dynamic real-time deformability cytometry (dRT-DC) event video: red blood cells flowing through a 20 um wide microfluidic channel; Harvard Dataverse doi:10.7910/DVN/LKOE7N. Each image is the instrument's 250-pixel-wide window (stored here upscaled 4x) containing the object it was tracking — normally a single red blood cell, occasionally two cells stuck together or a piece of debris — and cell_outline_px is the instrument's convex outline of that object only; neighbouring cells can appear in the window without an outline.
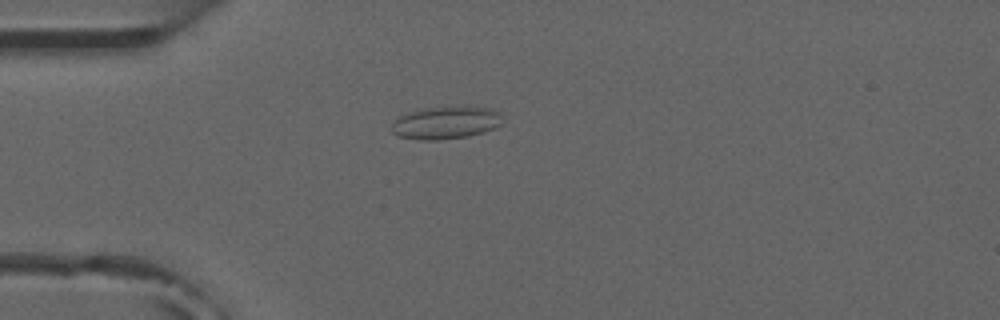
{"species": "common noctule bat (a hibernating species)", "species_latin": "Nyctalus noctula", "temperature_condition": "room temperature", "stored_images_in_passage": 4, "camera_frame_rate_fps": 3000, "um_per_image_px": 0.085, "animal": {"sex": "male", "forearm_length_mm": 52.5}, "frame": {"image": 1, "passage_image": 3, "time_ms": 2.333, "image_size_px": [1000, 320], "cell_outline_px": [[504, 124], [484, 132], [468, 136], [440, 140], [416, 140], [396, 136], [392, 132], [392, 124], [400, 116], [408, 112], [424, 108], [464, 104], [468, 104], [492, 108], [500, 112]], "centroid_in_image_um": [37.96, 10.4], "position_along_channel_um": 47.0, "area_um2": 21.96}}